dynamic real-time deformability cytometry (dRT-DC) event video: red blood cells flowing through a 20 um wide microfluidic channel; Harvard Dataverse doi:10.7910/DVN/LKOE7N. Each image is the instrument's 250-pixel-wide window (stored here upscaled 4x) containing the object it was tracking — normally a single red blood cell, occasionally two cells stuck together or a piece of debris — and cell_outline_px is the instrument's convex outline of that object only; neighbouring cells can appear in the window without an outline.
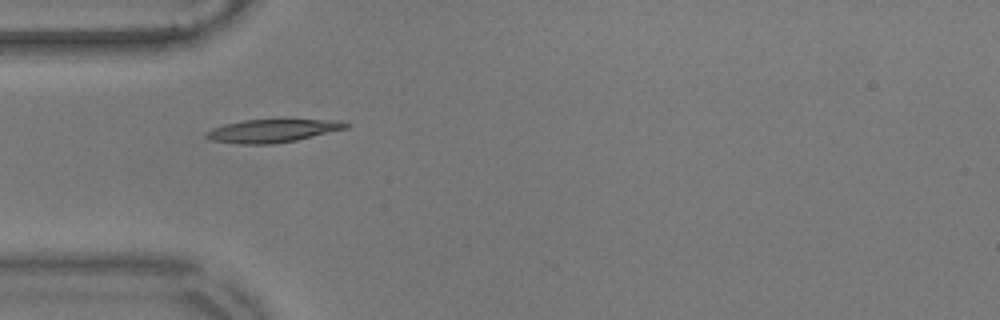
{"species": "common noctule bat (a hibernating species)", "species_latin": "Nyctalus noctula", "temperature_condition": "warm", "stored_images_in_passage": 12, "camera_frame_rate_fps": 3000, "um_per_image_px": 0.085, "animal": {"sex": "male", "body_mass_g": 17.9}, "frame": {"image": 1, "passage_image": 1, "time_ms": 0.0, "image_size_px": [1000, 320], "cell_outline_px": [[352, 124], [348, 128], [296, 140], [272, 144], [236, 144], [212, 140], [204, 136], [204, 132], [212, 128], [224, 124], [244, 120], [276, 116], [288, 116], [340, 120]], "centroid_in_image_um": [23.25, 11.04], "position_along_channel_um": 61.8, "area_um2": 20.35}}
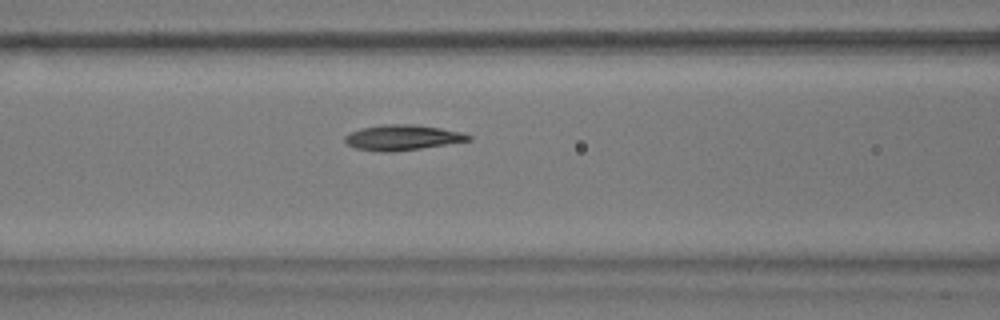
{"frame": {"image": 2, "passage_image": 7, "time_ms": 2.0, "image_size_px": [1000, 320], "cell_outline_px": [[472, 140], [420, 148], [392, 152], [384, 152], [356, 148], [348, 144], [344, 140], [344, 136], [360, 128], [384, 124], [416, 124], [464, 132], [472, 136]], "centroid_in_image_um": [34.23, 11.68], "position_along_channel_um": 132.4, "area_um2": 18.21}}